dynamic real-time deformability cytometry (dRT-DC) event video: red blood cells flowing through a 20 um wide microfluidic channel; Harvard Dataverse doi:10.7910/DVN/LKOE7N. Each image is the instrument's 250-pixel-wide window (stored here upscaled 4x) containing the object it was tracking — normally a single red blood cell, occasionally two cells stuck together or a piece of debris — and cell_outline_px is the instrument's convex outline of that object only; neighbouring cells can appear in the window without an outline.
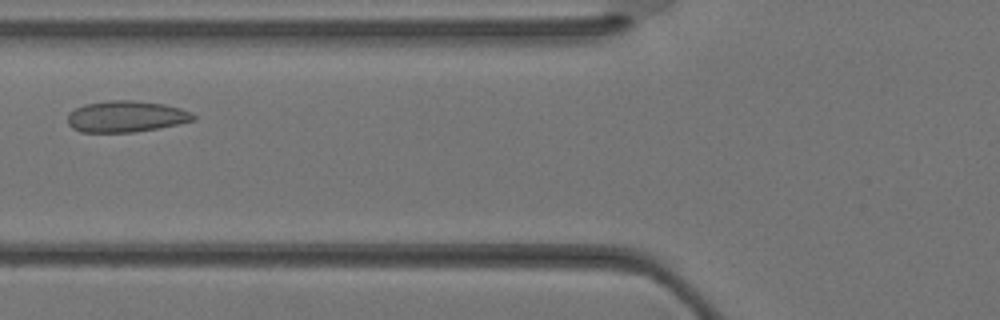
{"species": "Egyptian fruit bat (a non-hibernating species)", "species_latin": "Rousettus aegyptiacus", "temperature_condition": "warm", "stored_images_in_passage": 12, "camera_frame_rate_fps": 3000, "um_per_image_px": 0.085, "animal": {"sex": "female"}, "frame": {"image": 1, "passage_image": 8, "time_ms": 2.333, "image_size_px": [1000, 320], "cell_outline_px": [[196, 120], [180, 124], [160, 128], [132, 132], [80, 132], [72, 128], [68, 124], [68, 112], [84, 104], [108, 100], [136, 100], [164, 104], [180, 108], [192, 112], [196, 116]], "centroid_in_image_um": [10.74, 9.9], "position_along_channel_um": 115.1, "area_um2": 23.24}}
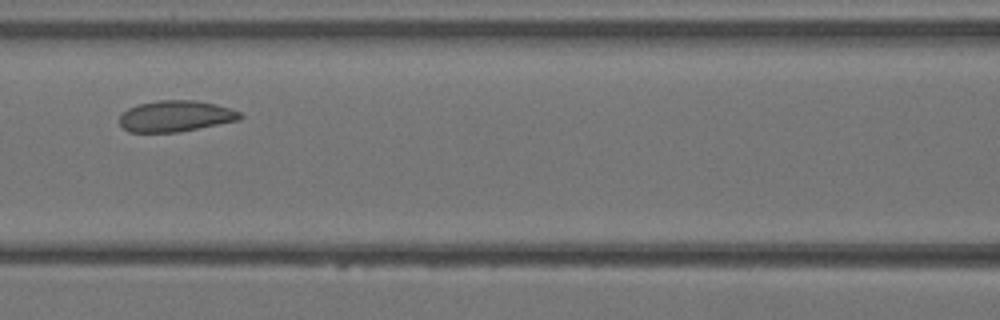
{"frame": {"image": 2, "passage_image": 10, "time_ms": 3.0, "image_size_px": [1000, 320], "cell_outline_px": [[244, 116], [240, 120], [176, 132], [128, 132], [120, 124], [120, 116], [128, 108], [136, 104], [160, 100], [196, 100], [216, 104], [240, 112]], "centroid_in_image_um": [14.92, 9.86], "position_along_channel_um": 151.7, "area_um2": 21.79}}
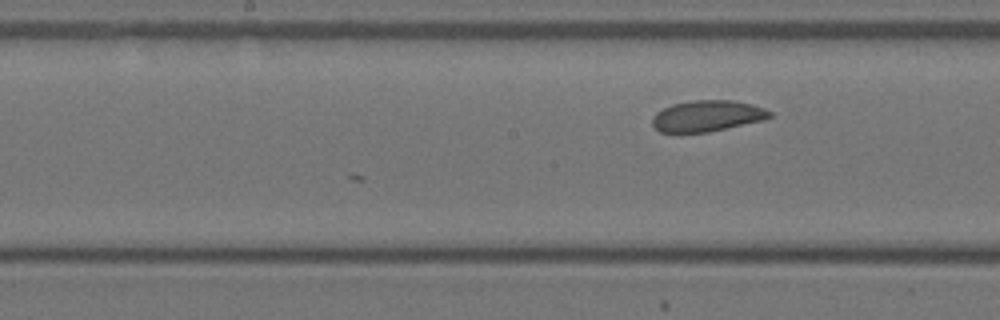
{"frame": {"image": 3, "passage_image": 12, "time_ms": 3.667, "image_size_px": [1000, 320], "cell_outline_px": [[772, 116], [764, 120], [708, 132], [660, 132], [652, 124], [652, 116], [656, 112], [672, 104], [692, 100], [732, 100], [752, 104], [764, 108], [772, 112]], "centroid_in_image_um": [60.12, 9.85], "position_along_channel_um": 188.1, "area_um2": 21.27}}